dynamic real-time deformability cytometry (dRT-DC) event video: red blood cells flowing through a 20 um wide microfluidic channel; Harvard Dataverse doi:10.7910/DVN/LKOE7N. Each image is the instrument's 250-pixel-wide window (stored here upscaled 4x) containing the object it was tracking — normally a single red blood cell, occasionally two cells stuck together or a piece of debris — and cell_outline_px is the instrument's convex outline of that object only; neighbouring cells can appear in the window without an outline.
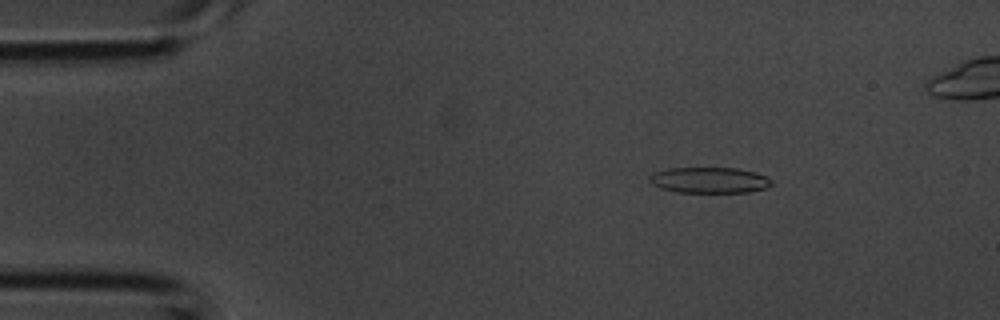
{"species": "common noctule bat (a hibernating species)", "species_latin": "Nyctalus noctula", "temperature_condition": "room temperature", "stored_images_in_passage": 4, "camera_frame_rate_fps": 3000, "um_per_image_px": 0.085, "animal": {"sex": "male", "body_mass_g": 20.1, "forearm_length_mm": 53.5}, "frame": {"image": 1, "passage_image": 2, "time_ms": 0.333, "image_size_px": [1000, 320], "cell_outline_px": [[772, 184], [764, 188], [748, 192], [676, 192], [660, 188], [652, 184], [648, 180], [648, 176], [656, 172], [668, 168], [736, 168], [756, 172], [772, 180]], "centroid_in_image_um": [60.26, 15.31], "position_along_channel_um": 24.7, "area_um2": 18.32}}